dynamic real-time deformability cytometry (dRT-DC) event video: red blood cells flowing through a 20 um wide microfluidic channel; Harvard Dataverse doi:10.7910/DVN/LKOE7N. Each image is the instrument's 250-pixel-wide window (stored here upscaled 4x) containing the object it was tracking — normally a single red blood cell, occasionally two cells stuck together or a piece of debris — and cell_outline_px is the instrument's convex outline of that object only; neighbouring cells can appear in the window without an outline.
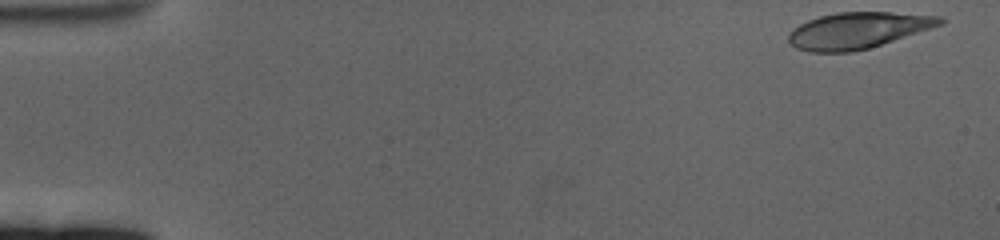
{"species": "human", "species_latin": "Homo sapiens", "temperature_condition": "cold", "stored_images_in_passage": 59, "camera_frame_rate_fps": 3000, "um_per_image_px": 0.085, "donor": {"sex": "female"}, "frame": {"image": 1, "passage_image": 1, "time_ms": 0.0, "image_size_px": [1000, 240], "cell_outline_px": [[944, 24], [868, 48], [852, 52], [808, 52], [796, 48], [788, 40], [788, 36], [800, 24], [808, 20], [820, 16], [836, 12], [892, 12], [940, 16], [944, 20]], "centroid_in_image_um": [72.92, 2.58], "position_along_channel_um": 12.1, "area_um2": 31.67}}
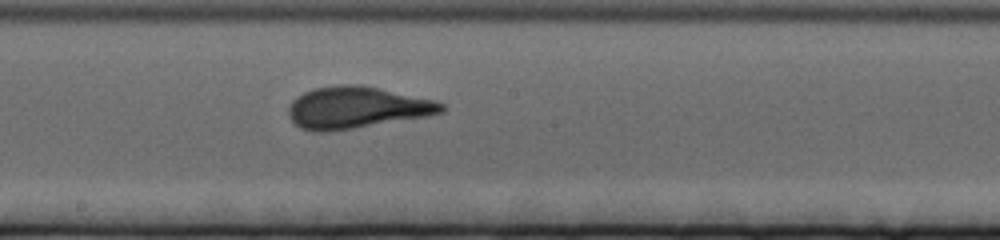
{"frame": {"image": 2, "passage_image": 32, "time_ms": 10.333, "image_size_px": [1000, 240], "cell_outline_px": [[444, 112], [428, 116], [332, 132], [312, 132], [300, 128], [288, 116], [288, 108], [292, 100], [296, 96], [312, 88], [336, 84], [360, 84], [432, 100], [444, 104]], "centroid_in_image_um": [30.25, 9.15], "position_along_channel_um": 217.9, "area_um2": 37.45}}
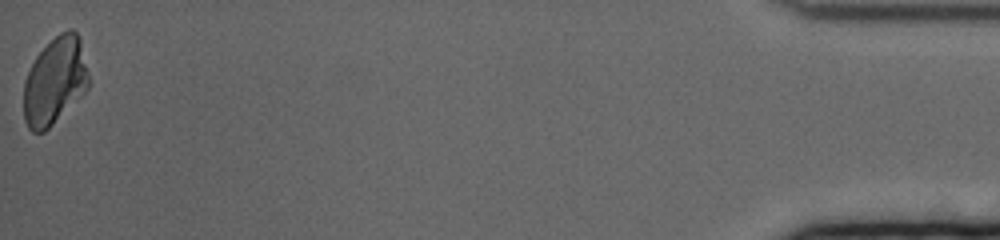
{"frame": {"image": 3, "passage_image": 59, "time_ms": 19.333, "image_size_px": [1000, 240], "cell_outline_px": [[88, 88], [44, 132], [32, 132], [28, 128], [24, 120], [24, 80], [36, 56], [60, 32], [68, 28], [72, 28], [76, 32], [80, 40], [88, 76]], "centroid_in_image_um": [4.64, 6.89], "position_along_channel_um": 430.6, "area_um2": 32.43}, "authors_computed_cell_mechanics": {"area_um2": 34.7956, "velocity_mm_per_s": 3.3528, "shape_relaxation_time_tau1_ms": 4.8716, "shape_relaxation_time_tau2_ms": null, "deformation_change_tau1": 0.1633, "deformation_change_tau2": null}}